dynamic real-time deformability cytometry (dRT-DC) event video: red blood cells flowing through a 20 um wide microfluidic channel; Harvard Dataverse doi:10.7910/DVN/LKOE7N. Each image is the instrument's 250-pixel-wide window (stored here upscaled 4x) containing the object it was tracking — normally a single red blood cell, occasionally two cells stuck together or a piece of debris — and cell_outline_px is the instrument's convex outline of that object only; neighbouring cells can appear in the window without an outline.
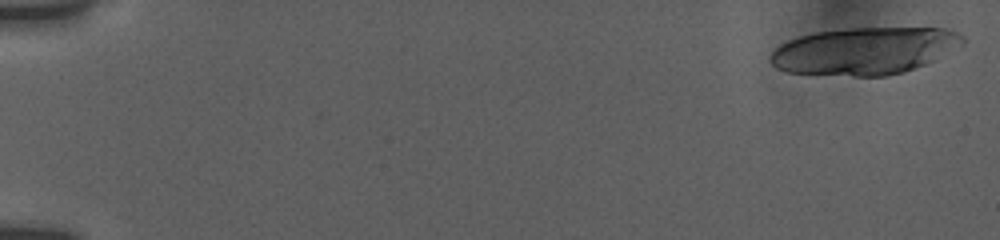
{"species": "human", "species_latin": "Homo sapiens", "temperature_condition": "room temperature", "stored_images_in_passage": 20, "camera_frame_rate_fps": 3000, "um_per_image_px": 0.085, "donor": {"sex": "female"}, "frame": {"image": 1, "passage_image": 1, "time_ms": 0.0, "image_size_px": [1000, 240], "cell_outline_px": [[964, 44], [924, 64], [904, 72], [884, 76], [852, 76], [784, 72], [776, 68], [768, 60], [768, 56], [780, 44], [788, 40], [800, 36], [816, 32], [848, 28], [948, 28], [964, 36]], "centroid_in_image_um": [73.44, 4.32], "position_along_channel_um": 11.6, "area_um2": 52.94}}
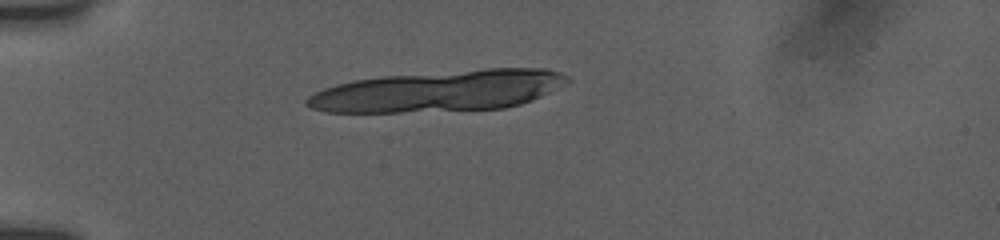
{"frame": {"image": 2, "passage_image": 14, "time_ms": 4.667, "image_size_px": [1000, 240], "cell_outline_px": [[572, 80], [532, 100], [520, 104], [504, 108], [400, 112], [324, 112], [312, 108], [304, 104], [304, 100], [308, 96], [324, 88], [336, 84], [352, 80], [384, 76], [488, 68], [544, 68], [560, 72], [568, 76]], "centroid_in_image_um": [37.28, 7.73], "position_along_channel_um": 47.7, "area_um2": 62.25}}